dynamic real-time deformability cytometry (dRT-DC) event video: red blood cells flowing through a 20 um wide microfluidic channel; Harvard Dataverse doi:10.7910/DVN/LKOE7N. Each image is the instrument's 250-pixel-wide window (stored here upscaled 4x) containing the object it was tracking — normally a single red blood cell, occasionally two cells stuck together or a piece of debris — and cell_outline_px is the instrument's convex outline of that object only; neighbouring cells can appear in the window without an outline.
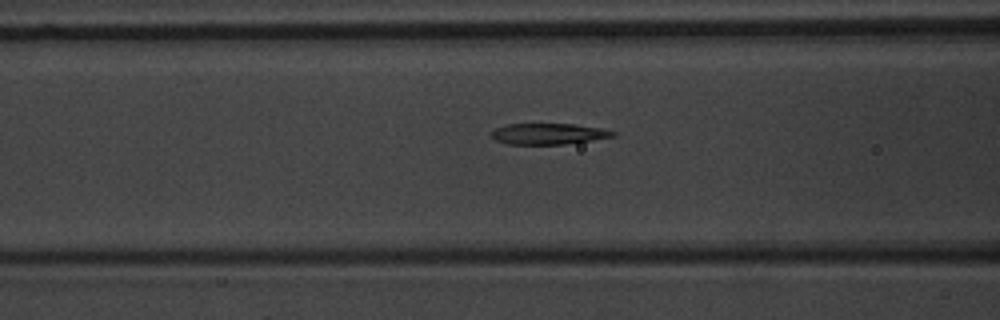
{"species": "common noctule bat (a hibernating species)", "species_latin": "Nyctalus noctula", "temperature_condition": "warm", "stored_images_in_passage": 4, "camera_frame_rate_fps": 3000, "um_per_image_px": 0.085, "animal": {"sex": "male", "body_mass_g": 20.1, "forearm_length_mm": 53.5}, "frame": {"image": 1, "passage_image": 3, "time_ms": 4.0, "image_size_px": [1000, 320], "cell_outline_px": [[616, 136], [592, 140], [564, 144], [508, 144], [496, 140], [492, 136], [492, 132], [496, 128], [508, 124], [572, 124], [600, 128], [616, 132]], "centroid_in_image_um": [46.64, 11.38], "position_along_channel_um": 120.0, "area_um2": 14.68}}
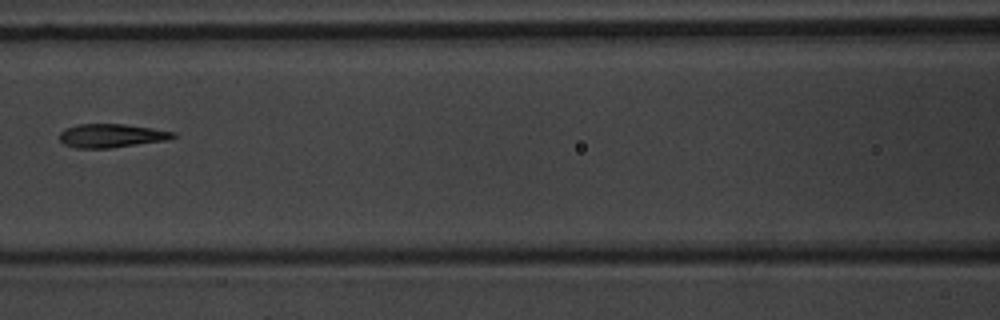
{"frame": {"image": 2, "passage_image": 4, "time_ms": 5.0, "image_size_px": [1000, 320], "cell_outline_px": [[176, 136], [168, 140], [112, 148], [76, 148], [64, 144], [60, 140], [60, 132], [64, 128], [76, 124], [124, 124], [152, 128], [176, 132]], "centroid_in_image_um": [9.47, 11.53], "position_along_channel_um": 157.1, "area_um2": 15.78}}